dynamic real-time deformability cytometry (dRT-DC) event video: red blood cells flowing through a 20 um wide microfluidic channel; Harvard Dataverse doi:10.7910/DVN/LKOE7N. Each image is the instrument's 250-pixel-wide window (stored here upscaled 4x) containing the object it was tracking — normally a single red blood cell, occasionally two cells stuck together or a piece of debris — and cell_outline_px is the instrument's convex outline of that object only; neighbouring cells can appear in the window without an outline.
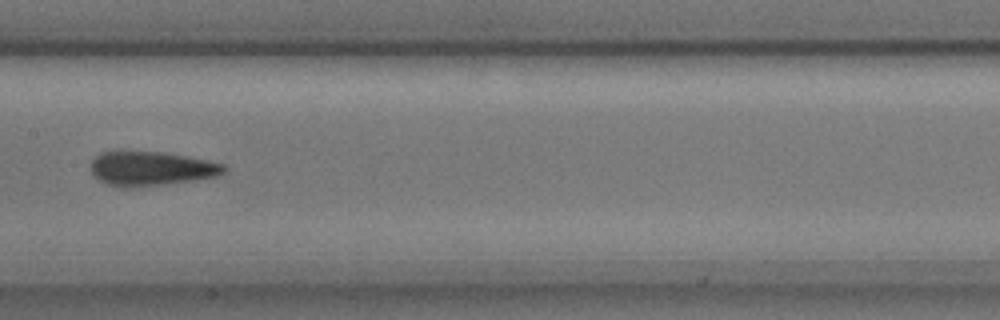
{"species": "common noctule bat (a hibernating species)", "species_latin": "Nyctalus noctula", "temperature_condition": "cold", "stored_images_in_passage": 9, "camera_frame_rate_fps": 3000, "um_per_image_px": 0.085, "animal": {"sex": "male", "body_mass_g": 17.9, "forearm_length_mm": 54.2}, "frame": {"image": 1, "passage_image": 7, "time_ms": 2.0, "image_size_px": [1000, 320], "cell_outline_px": [[228, 168], [224, 172], [216, 176], [192, 180], [164, 184], [132, 188], [124, 188], [108, 184], [100, 180], [88, 168], [92, 160], [100, 152], [164, 152], [224, 164]], "centroid_in_image_um": [12.81, 14.34], "position_along_channel_um": 194.6, "area_um2": 26.3}}
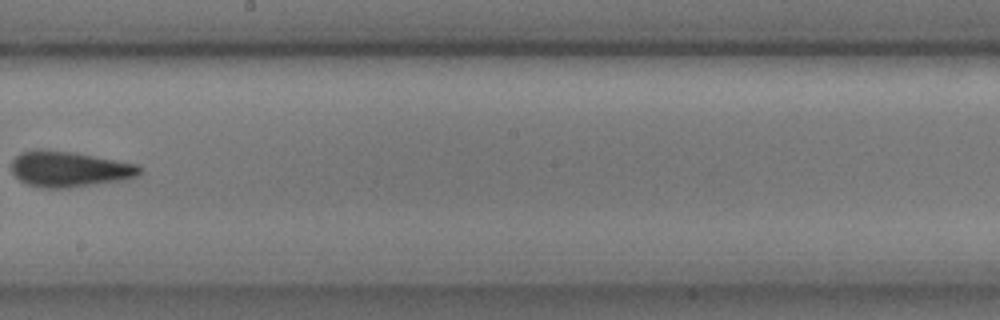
{"frame": {"image": 2, "passage_image": 8, "time_ms": 2.333, "image_size_px": [1000, 320], "cell_outline_px": [[140, 172], [136, 176], [120, 180], [68, 188], [40, 188], [24, 184], [12, 172], [12, 160], [20, 152], [36, 148], [44, 148], [76, 152], [136, 164], [140, 168]], "centroid_in_image_um": [5.8, 14.35], "position_along_channel_um": 242.4, "area_um2": 26.82}}
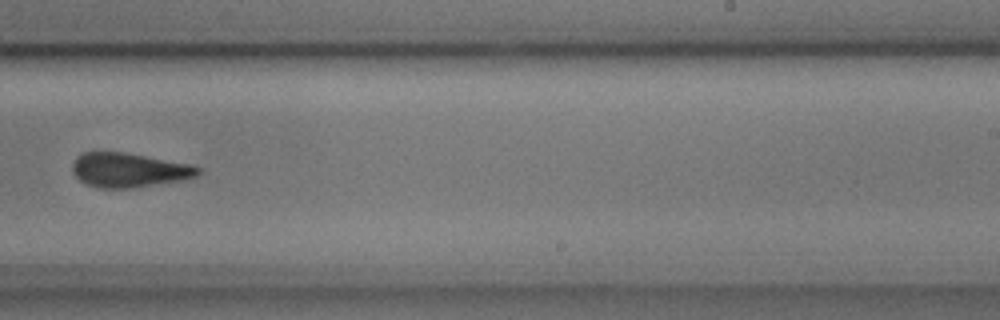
{"frame": {"image": 3, "passage_image": 9, "time_ms": 2.667, "image_size_px": [1000, 320], "cell_outline_px": [[200, 172], [196, 176], [180, 180], [132, 188], [96, 188], [80, 180], [72, 172], [72, 164], [76, 156], [84, 152], [124, 152], [188, 164], [200, 168]], "centroid_in_image_um": [10.9, 14.45], "position_along_channel_um": 278.1, "area_um2": 24.85}}